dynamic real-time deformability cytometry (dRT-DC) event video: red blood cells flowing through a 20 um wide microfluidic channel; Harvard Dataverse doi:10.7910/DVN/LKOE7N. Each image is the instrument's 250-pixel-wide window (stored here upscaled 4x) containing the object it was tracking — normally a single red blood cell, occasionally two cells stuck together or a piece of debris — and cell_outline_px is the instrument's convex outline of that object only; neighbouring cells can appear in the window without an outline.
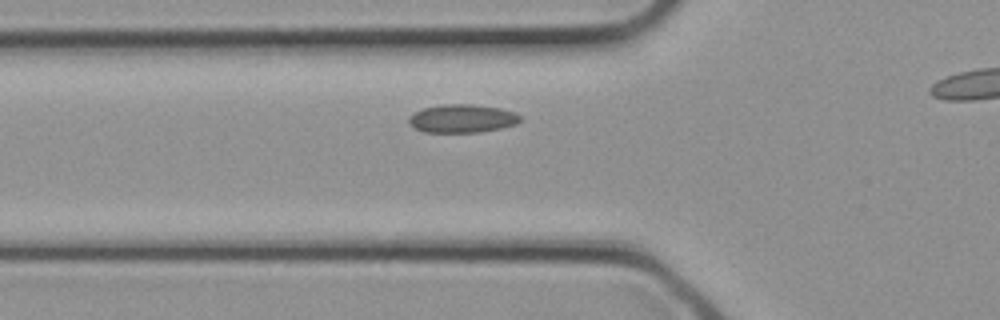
{"species": "common noctule bat (a hibernating species)", "species_latin": "Nyctalus noctula", "temperature_condition": "cold", "stored_images_in_passage": 18, "camera_frame_rate_fps": 3000, "um_per_image_px": 0.085, "animal": {"sex": "female", "body_mass_g": 21.9}, "frame": {"image": 1, "passage_image": 7, "time_ms": 2.0, "image_size_px": [1000, 320], "cell_outline_px": [[524, 120], [516, 124], [500, 128], [480, 132], [424, 132], [412, 128], [408, 124], [408, 116], [424, 108], [440, 104], [472, 104], [500, 108], [516, 112]], "centroid_in_image_um": [39.28, 10.07], "position_along_channel_um": 86.5, "area_um2": 18.61}}
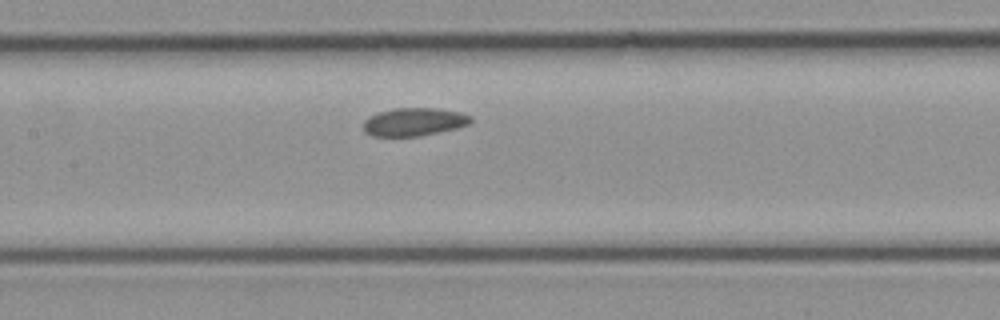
{"frame": {"image": 2, "passage_image": 11, "time_ms": 3.333, "image_size_px": [1000, 320], "cell_outline_px": [[472, 120], [468, 124], [456, 128], [420, 136], [372, 136], [364, 132], [364, 120], [368, 116], [376, 112], [392, 108], [436, 108], [460, 112], [472, 116]], "centroid_in_image_um": [35.15, 10.35], "position_along_channel_um": 172.2, "area_um2": 17.69}}
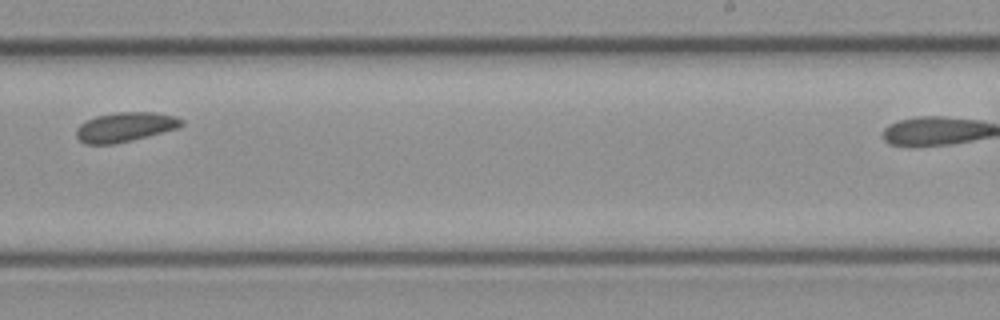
{"frame": {"image": 3, "passage_image": 16, "time_ms": 5.0, "image_size_px": [1000, 320], "cell_outline_px": [[184, 124], [180, 128], [116, 144], [84, 144], [76, 136], [76, 128], [80, 124], [96, 116], [116, 112], [152, 112], [176, 116], [184, 120]], "centroid_in_image_um": [10.66, 10.8], "position_along_channel_um": 278.3, "area_um2": 18.21}}